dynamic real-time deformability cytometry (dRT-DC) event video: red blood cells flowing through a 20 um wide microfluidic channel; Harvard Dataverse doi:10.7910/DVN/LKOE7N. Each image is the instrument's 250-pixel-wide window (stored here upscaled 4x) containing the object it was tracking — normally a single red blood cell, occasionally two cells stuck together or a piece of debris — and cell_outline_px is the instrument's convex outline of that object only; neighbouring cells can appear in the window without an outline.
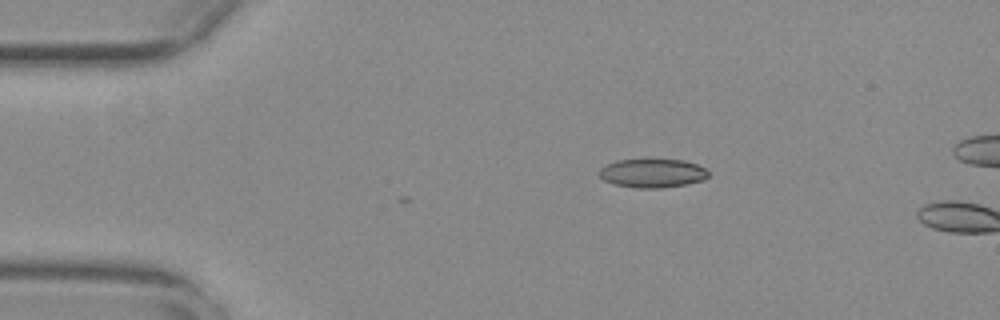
{"species": "common noctule bat (a hibernating species)", "species_latin": "Nyctalus noctula", "temperature_condition": "warm", "stored_images_in_passage": 3, "camera_frame_rate_fps": 3000, "um_per_image_px": 0.085, "animal": {"sex": "female", "body_mass_g": 29.2, "forearm_length_mm": 56.3}, "frame": {"image": 1, "passage_image": 1, "time_ms": 0.0, "image_size_px": [1000, 320], "cell_outline_px": [[708, 176], [704, 180], [688, 184], [660, 188], [636, 188], [616, 184], [604, 180], [600, 176], [600, 168], [616, 160], [684, 160], [696, 164], [704, 168], [708, 172]], "centroid_in_image_um": [55.48, 14.73], "position_along_channel_um": 29.5, "area_um2": 18.09}}